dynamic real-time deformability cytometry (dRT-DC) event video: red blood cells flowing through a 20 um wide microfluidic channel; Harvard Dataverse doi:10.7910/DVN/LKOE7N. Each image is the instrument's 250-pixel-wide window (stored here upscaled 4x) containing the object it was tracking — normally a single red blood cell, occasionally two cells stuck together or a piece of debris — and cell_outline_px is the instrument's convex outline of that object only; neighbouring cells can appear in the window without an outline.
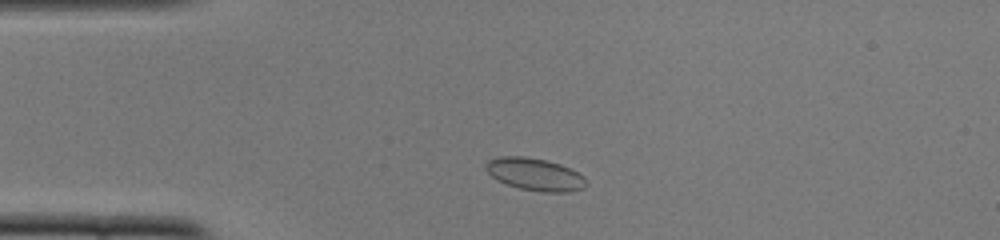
{"species": "common noctule bat (a hibernating species)", "species_latin": "Nyctalus noctula", "temperature_condition": "cold", "stored_images_in_passage": 45, "camera_frame_rate_fps": 3000, "um_per_image_px": 0.085, "animal": {"sex": "female", "body_mass_g": 22.0, "forearm_length_mm": 56.7}, "frame": {"image": 1, "passage_image": 5, "time_ms": 1.333, "image_size_px": [1000, 240], "cell_outline_px": [[588, 184], [584, 188], [568, 192], [544, 192], [520, 188], [508, 184], [492, 176], [484, 168], [484, 164], [488, 160], [500, 156], [524, 156], [544, 160], [560, 164], [584, 176]], "centroid_in_image_um": [45.47, 14.81], "position_along_channel_um": 39.5, "area_um2": 18.79}}
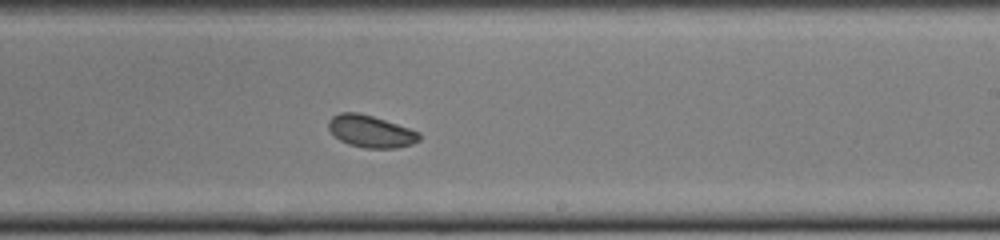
{"frame": {"image": 2, "passage_image": 24, "time_ms": 7.667, "image_size_px": [1000, 240], "cell_outline_px": [[420, 140], [412, 144], [396, 148], [364, 148], [348, 144], [340, 140], [328, 128], [328, 120], [332, 116], [340, 112], [360, 112], [420, 132]], "centroid_in_image_um": [31.5, 11.16], "position_along_channel_um": 257.5, "area_um2": 16.94}}
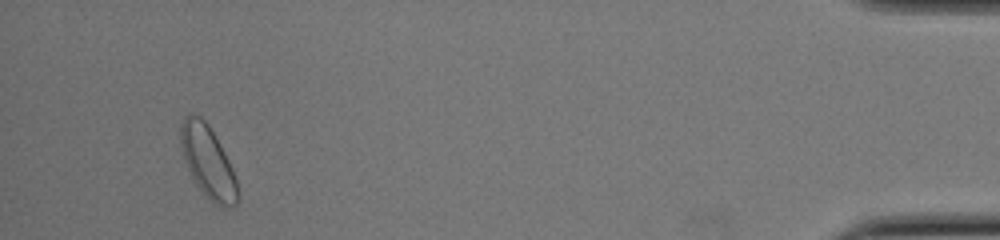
{"frame": {"image": 3, "passage_image": 42, "time_ms": 13.667, "image_size_px": [1000, 240], "cell_outline_px": [[236, 204], [232, 208], [220, 208], [212, 204], [208, 200], [196, 184], [184, 160], [180, 148], [180, 124], [184, 116], [188, 112], [192, 112], [200, 116], [208, 124], [224, 152], [232, 168], [236, 180]], "centroid_in_image_um": [17.63, 13.75], "position_along_channel_um": 417.6, "area_um2": 23.99}}